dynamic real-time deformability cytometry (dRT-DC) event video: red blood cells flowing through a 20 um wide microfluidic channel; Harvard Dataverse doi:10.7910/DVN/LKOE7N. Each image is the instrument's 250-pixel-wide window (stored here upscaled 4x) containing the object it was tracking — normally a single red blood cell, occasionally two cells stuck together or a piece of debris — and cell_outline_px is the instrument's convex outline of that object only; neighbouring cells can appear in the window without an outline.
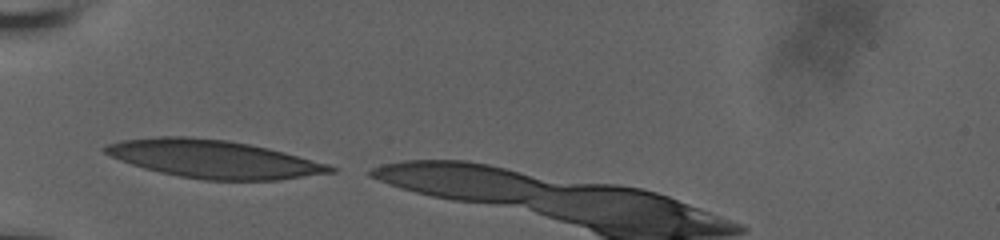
{"species": "human", "species_latin": "Homo sapiens", "temperature_condition": "room temperature", "stored_images_in_passage": 12, "camera_frame_rate_fps": 3000, "um_per_image_px": 0.085, "donor": {"sex": "male"}, "frame": {"image": 1, "passage_image": 1, "time_ms": 0.0, "image_size_px": [1000, 240], "cell_outline_px": [[336, 172], [280, 180], [204, 180], [180, 176], [160, 172], [144, 168], [120, 160], [104, 152], [100, 148], [108, 144], [120, 140], [156, 136], [188, 136], [228, 140], [268, 148], [284, 152], [328, 164], [336, 168]], "centroid_in_image_um": [18.15, 13.51], "position_along_channel_um": 66.9, "area_um2": 49.77}}
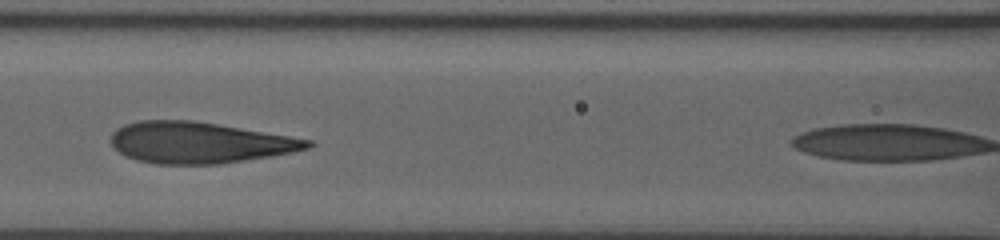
{"frame": {"image": 2, "passage_image": 6, "time_ms": 2.333, "image_size_px": [1000, 240], "cell_outline_px": [[316, 144], [308, 148], [292, 152], [220, 164], [156, 164], [136, 160], [112, 148], [112, 132], [116, 128], [124, 124], [140, 120], [196, 120], [312, 140]], "centroid_in_image_um": [16.91, 12.11], "position_along_channel_um": 149.7, "area_um2": 47.16}}
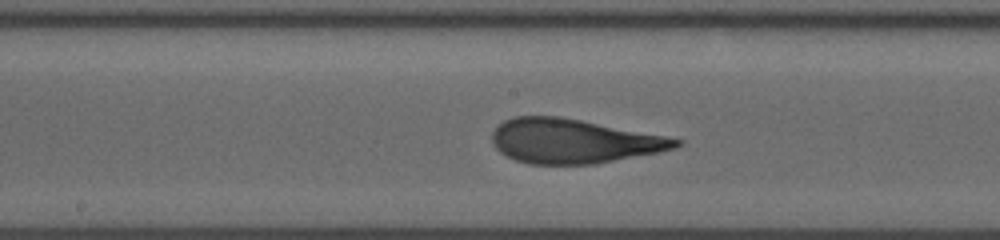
{"frame": {"image": 3, "passage_image": 9, "time_ms": 3.667, "image_size_px": [1000, 240], "cell_outline_px": [[684, 144], [676, 148], [660, 152], [596, 164], [528, 164], [516, 160], [500, 152], [496, 148], [492, 140], [492, 132], [504, 120], [516, 116], [560, 116], [664, 136], [684, 140]], "centroid_in_image_um": [48.76, 12.0], "position_along_channel_um": 199.4, "area_um2": 47.34}}